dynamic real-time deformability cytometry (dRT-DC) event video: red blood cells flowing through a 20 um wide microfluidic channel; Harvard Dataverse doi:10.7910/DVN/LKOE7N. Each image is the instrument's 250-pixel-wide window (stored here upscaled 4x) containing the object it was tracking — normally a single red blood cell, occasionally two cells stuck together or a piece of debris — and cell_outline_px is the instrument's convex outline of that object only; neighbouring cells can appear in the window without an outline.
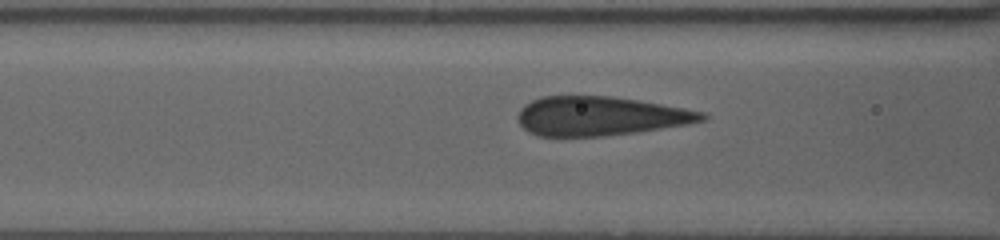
{"species": "human", "species_latin": "Homo sapiens", "temperature_condition": "warm", "stored_images_in_passage": 23, "camera_frame_rate_fps": 3000, "um_per_image_px": 0.085, "donor": {"sex": "female"}, "frame": {"image": 1, "passage_image": 20, "time_ms": 6.333, "image_size_px": [1000, 240], "cell_outline_px": [[708, 120], [688, 124], [636, 132], [604, 136], [540, 136], [528, 132], [520, 124], [516, 116], [520, 108], [524, 104], [532, 100], [544, 96], [608, 96], [636, 100], [684, 108], [704, 112], [708, 116]], "centroid_in_image_um": [51.01, 9.87], "position_along_channel_um": 115.6, "area_um2": 41.91}}